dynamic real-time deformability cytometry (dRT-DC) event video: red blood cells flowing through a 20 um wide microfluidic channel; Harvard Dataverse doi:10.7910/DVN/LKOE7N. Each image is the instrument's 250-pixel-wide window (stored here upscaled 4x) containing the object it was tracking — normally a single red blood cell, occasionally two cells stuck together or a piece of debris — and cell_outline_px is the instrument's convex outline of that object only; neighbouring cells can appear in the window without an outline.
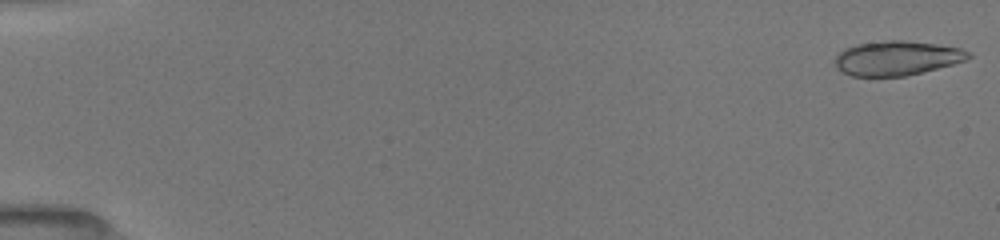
{"species": "common noctule bat (a hibernating species)", "species_latin": "Nyctalus noctula", "temperature_condition": "room temperature", "stored_images_in_passage": 20, "camera_frame_rate_fps": 3000, "um_per_image_px": 0.085, "animal": {"sex": "female", "body_mass_g": 19.5, "forearm_length_mm": 54.1}, "frame": {"image": 1, "passage_image": 1, "time_ms": 0.0, "image_size_px": [1000, 240], "cell_outline_px": [[972, 56], [964, 60], [952, 64], [904, 76], [852, 76], [836, 68], [836, 56], [844, 48], [856, 44], [888, 40], [904, 40], [936, 44], [960, 48], [972, 52]], "centroid_in_image_um": [76.23, 4.93], "position_along_channel_um": 8.8, "area_um2": 26.53}}
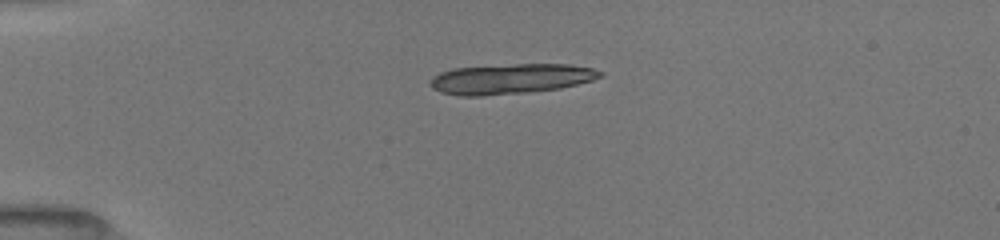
{"frame": {"image": 2, "passage_image": 13, "time_ms": 4.0, "image_size_px": [1000, 240], "cell_outline_px": [[604, 76], [592, 80], [560, 88], [528, 92], [480, 96], [460, 96], [440, 92], [432, 88], [428, 84], [428, 80], [432, 76], [440, 72], [452, 68], [516, 64], [568, 64], [592, 68], [604, 72]], "centroid_in_image_um": [43.37, 6.7], "position_along_channel_um": 41.6, "area_um2": 30.06}}